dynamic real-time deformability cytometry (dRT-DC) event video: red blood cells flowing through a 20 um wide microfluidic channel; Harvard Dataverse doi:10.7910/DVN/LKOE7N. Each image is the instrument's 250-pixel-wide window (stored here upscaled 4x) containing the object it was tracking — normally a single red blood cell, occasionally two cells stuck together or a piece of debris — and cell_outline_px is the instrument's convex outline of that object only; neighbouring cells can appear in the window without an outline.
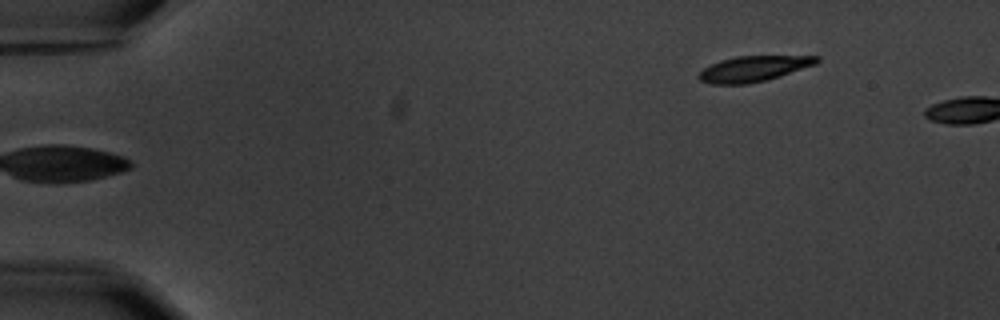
{"species": "common noctule bat (a hibernating species)", "species_latin": "Nyctalus noctula", "temperature_condition": "warm", "stored_images_in_passage": 6, "segment_of_instrument_passage": [2, 2], "camera_frame_rate_fps": 3000, "um_per_image_px": 0.085, "animal": {"sex": "male", "body_mass_g": 20.1, "forearm_length_mm": 53.5}, "frame": {"image": 1, "passage_image": 6, "time_ms": 6.667, "image_size_px": [1000, 320], "cell_outline_px": [[820, 60], [816, 64], [780, 76], [748, 84], [712, 84], [700, 80], [696, 76], [704, 68], [720, 60], [736, 56], [820, 56]], "centroid_in_image_um": [64.05, 5.84], "position_along_channel_um": 21.0, "area_um2": 17.46}}